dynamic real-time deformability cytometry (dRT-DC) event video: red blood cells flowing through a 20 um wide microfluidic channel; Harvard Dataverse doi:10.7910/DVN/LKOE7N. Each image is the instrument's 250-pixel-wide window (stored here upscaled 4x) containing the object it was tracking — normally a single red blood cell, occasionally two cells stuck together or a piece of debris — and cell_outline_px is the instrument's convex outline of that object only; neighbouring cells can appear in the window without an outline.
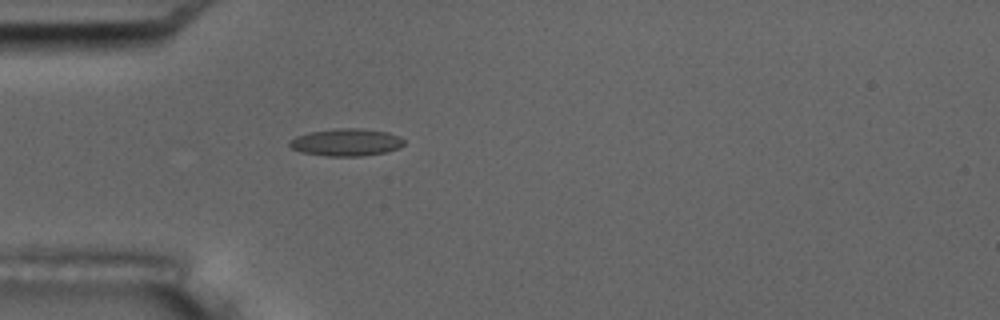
{"species": "common noctule bat (a hibernating species)", "species_latin": "Nyctalus noctula", "temperature_condition": "room temperature", "stored_images_in_passage": 5, "camera_frame_rate_fps": 3000, "um_per_image_px": 0.085, "animal": {"sex": "male", "body_mass_g": 17.5, "forearm_length_mm": 52.3}, "frame": {"image": 1, "passage_image": 5, "time_ms": 5.333, "image_size_px": [1000, 320], "cell_outline_px": [[404, 144], [400, 148], [384, 152], [360, 156], [328, 156], [300, 152], [292, 148], [288, 144], [288, 140], [296, 136], [308, 132], [340, 128], [360, 128], [388, 132], [400, 136], [404, 140]], "centroid_in_image_um": [29.42, 12.09], "position_along_channel_um": 55.6, "area_um2": 18.32}}